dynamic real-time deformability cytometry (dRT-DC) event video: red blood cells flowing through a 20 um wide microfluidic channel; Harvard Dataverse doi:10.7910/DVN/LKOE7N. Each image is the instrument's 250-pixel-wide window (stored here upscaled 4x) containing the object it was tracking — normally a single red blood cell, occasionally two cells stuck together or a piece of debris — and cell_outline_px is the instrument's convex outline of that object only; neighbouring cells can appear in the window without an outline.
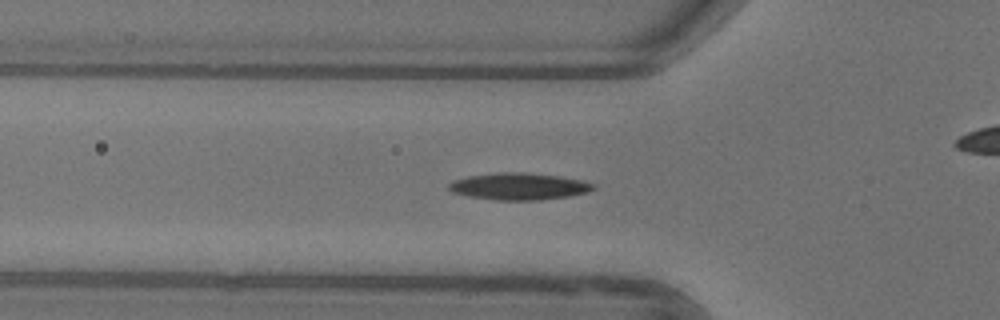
{"species": "common noctule bat (a hibernating species)", "species_latin": "Nyctalus noctula", "temperature_condition": "warm", "stored_images_in_passage": 53, "camera_frame_rate_fps": 3000, "um_per_image_px": 0.085, "animal": {"sex": "female"}, "frame": {"image": 1, "passage_image": 18, "time_ms": 5.667, "image_size_px": [1000, 320], "cell_outline_px": [[596, 188], [588, 192], [568, 196], [540, 200], [496, 200], [468, 196], [452, 192], [448, 188], [448, 184], [456, 180], [468, 176], [500, 172], [516, 172], [560, 176], [580, 180], [596, 184]], "centroid_in_image_um": [44.13, 15.85], "position_along_channel_um": 81.7, "area_um2": 22.48}}
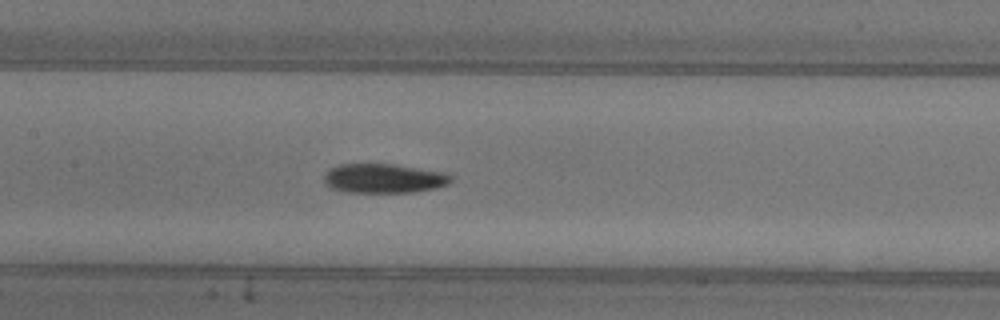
{"frame": {"image": 2, "passage_image": 25, "time_ms": 8.0, "image_size_px": [1000, 320], "cell_outline_px": [[452, 180], [448, 184], [436, 188], [412, 192], [348, 192], [332, 188], [324, 184], [324, 172], [328, 168], [340, 164], [396, 164], [448, 172], [452, 176]], "centroid_in_image_um": [32.64, 15.15], "position_along_channel_um": 174.8, "area_um2": 22.02}}
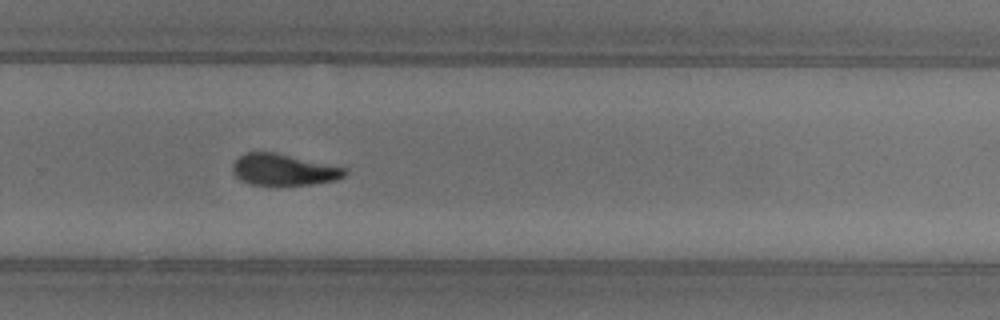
{"frame": {"image": 3, "passage_image": 35, "time_ms": 11.333, "image_size_px": [1000, 320], "cell_outline_px": [[348, 172], [344, 176], [336, 180], [308, 184], [252, 184], [240, 180], [232, 172], [232, 164], [244, 152], [276, 152], [348, 168]], "centroid_in_image_um": [24.12, 14.4], "position_along_channel_um": 305.7, "area_um2": 20.46}, "authors_computed_cell_mechanics": {"area_um2": 20.7502, "velocity_mm_per_s": 3.9446, "shape_relaxation_time_tau1_ms": 5.2979, "shape_relaxation_time_tau2_ms": null, "deformation_change_tau1": 0.1831, "deformation_change_tau2": null}}